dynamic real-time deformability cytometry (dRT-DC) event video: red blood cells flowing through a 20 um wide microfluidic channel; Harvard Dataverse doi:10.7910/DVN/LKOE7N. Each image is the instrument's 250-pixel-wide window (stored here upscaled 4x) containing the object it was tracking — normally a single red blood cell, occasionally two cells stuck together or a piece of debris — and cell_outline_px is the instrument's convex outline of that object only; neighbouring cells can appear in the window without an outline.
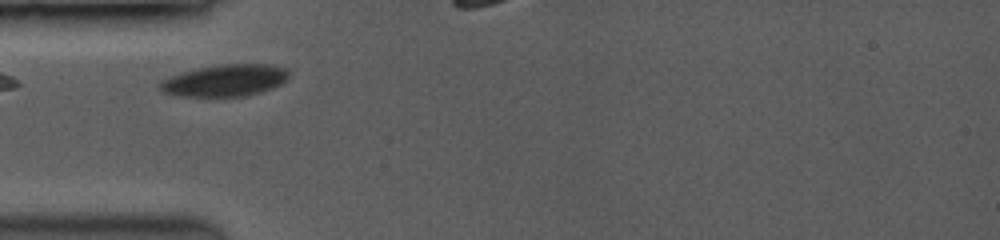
{"species": "common noctule bat (a hibernating species)", "species_latin": "Nyctalus noctula", "temperature_condition": "room temperature", "stored_images_in_passage": 14, "camera_frame_rate_fps": 3500, "um_per_image_px": 0.085, "animal": {"sex": "female", "body_mass_g": 19.0, "forearm_length_mm": 53.3}, "frame": {"image": 1, "passage_image": 5, "time_ms": 0.571, "image_size_px": [1000, 240], "cell_outline_px": [[288, 76], [280, 84], [244, 96], [184, 96], [164, 92], [160, 88], [160, 84], [164, 80], [172, 76], [196, 68], [224, 64], [268, 64], [284, 68], [288, 72]], "centroid_in_image_um": [19.12, 6.82], "position_along_channel_um": 65.9, "area_um2": 23.12}}